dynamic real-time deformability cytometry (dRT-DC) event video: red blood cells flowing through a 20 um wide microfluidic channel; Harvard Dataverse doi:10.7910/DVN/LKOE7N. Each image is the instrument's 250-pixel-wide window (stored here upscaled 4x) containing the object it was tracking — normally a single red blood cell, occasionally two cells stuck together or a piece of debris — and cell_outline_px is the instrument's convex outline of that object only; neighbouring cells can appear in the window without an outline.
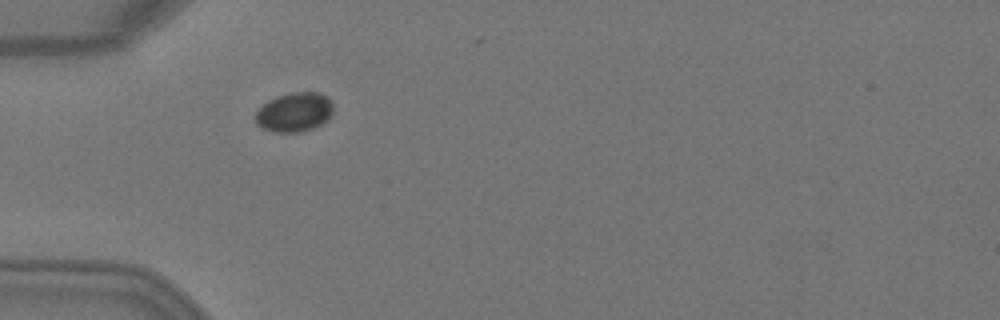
{"species": "Egyptian fruit bat (a non-hibernating species)", "species_latin": "Rousettus aegyptiacus", "temperature_condition": "warm", "stored_images_in_passage": 3, "camera_frame_rate_fps": 3000, "um_per_image_px": 0.085, "animal": {"sex": "female"}, "frame": {"image": 1, "passage_image": 1, "time_ms": 0.0, "image_size_px": [1000, 320], "cell_outline_px": [[332, 112], [328, 120], [312, 128], [300, 132], [276, 132], [264, 128], [256, 124], [256, 112], [268, 100], [276, 96], [288, 92], [320, 92], [328, 96], [332, 100]], "centroid_in_image_um": [25.05, 9.51], "position_along_channel_um": 60.0, "area_um2": 17.86}}
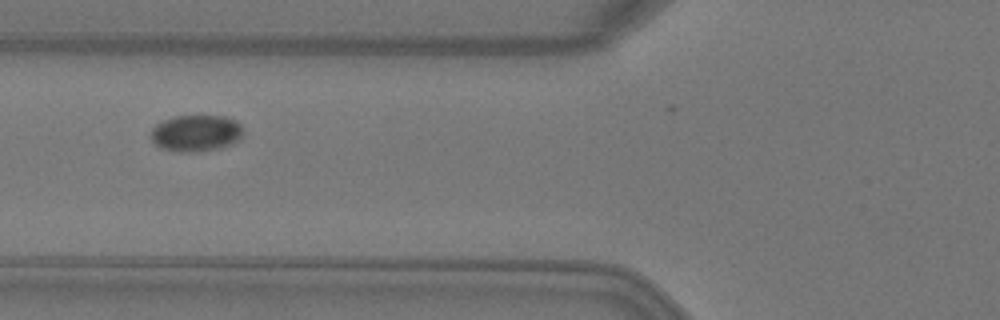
{"frame": {"image": 2, "passage_image": 2, "time_ms": 0.333, "image_size_px": [1000, 320], "cell_outline_px": [[244, 132], [240, 140], [232, 144], [216, 148], [188, 152], [180, 152], [160, 148], [148, 136], [152, 128], [160, 120], [176, 116], [224, 116], [236, 120], [244, 128]], "centroid_in_image_um": [16.65, 11.3], "position_along_channel_um": 109.2, "area_um2": 19.88}}
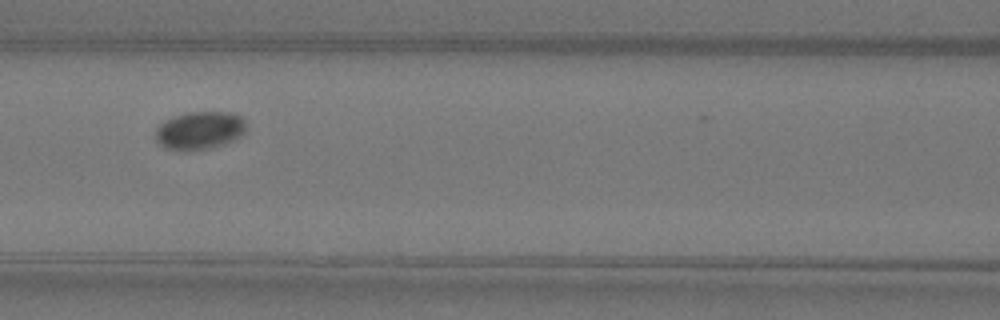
{"frame": {"image": 3, "passage_image": 3, "time_ms": 0.667, "image_size_px": [1000, 320], "cell_outline_px": [[244, 132], [240, 136], [224, 144], [208, 148], [168, 148], [160, 144], [156, 140], [156, 128], [164, 120], [188, 112], [232, 112], [240, 116], [244, 120]], "centroid_in_image_um": [16.98, 11.04], "position_along_channel_um": 149.6, "area_um2": 19.36}}